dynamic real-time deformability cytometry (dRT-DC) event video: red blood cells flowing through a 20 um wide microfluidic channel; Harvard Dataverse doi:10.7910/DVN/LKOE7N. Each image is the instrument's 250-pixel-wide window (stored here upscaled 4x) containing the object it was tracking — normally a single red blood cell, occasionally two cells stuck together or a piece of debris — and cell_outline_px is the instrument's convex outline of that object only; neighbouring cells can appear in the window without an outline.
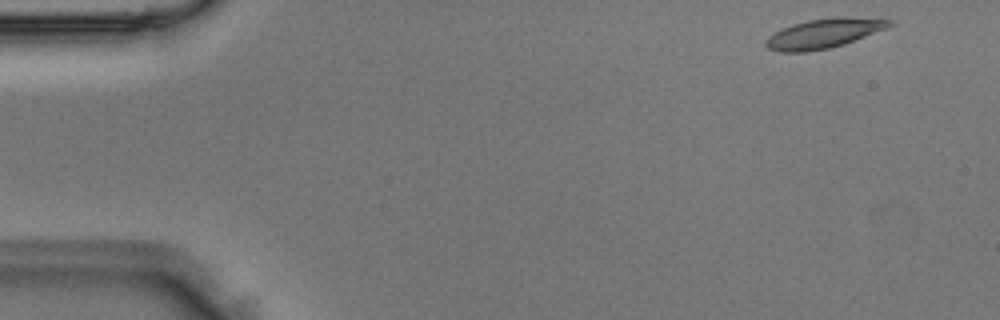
{"species": "Egyptian fruit bat (a non-hibernating species)", "species_latin": "Rousettus aegyptiacus", "temperature_condition": "room temperature", "stored_images_in_passage": 5, "camera_frame_rate_fps": 3000, "um_per_image_px": 0.085, "animal": {"sex": "male"}, "frame": {"image": 1, "passage_image": 1, "time_ms": 0.0, "image_size_px": [1000, 320], "cell_outline_px": [[896, 24], [844, 44], [832, 48], [804, 52], [780, 52], [768, 48], [764, 44], [764, 40], [768, 36], [792, 24], [808, 20], [832, 16], [844, 16], [896, 20]], "centroid_in_image_um": [70.04, 2.83], "position_along_channel_um": 15.0, "area_um2": 21.44}}
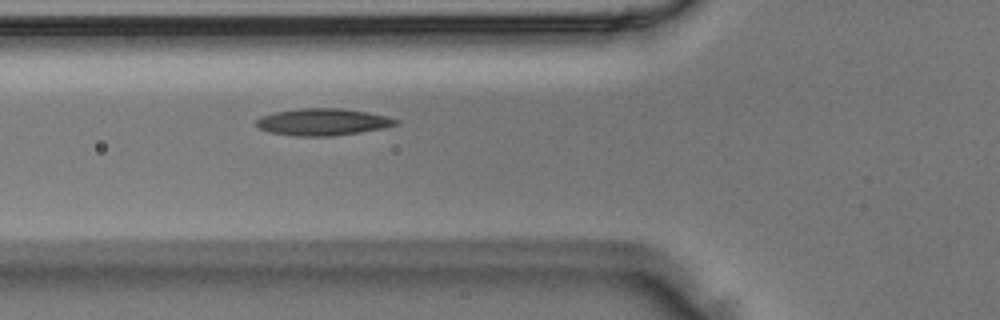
{"frame": {"image": 2, "passage_image": 5, "time_ms": 1.333, "image_size_px": [1000, 320], "cell_outline_px": [[400, 124], [384, 128], [360, 132], [332, 136], [296, 136], [268, 132], [260, 128], [256, 124], [256, 120], [260, 116], [276, 112], [300, 108], [344, 108], [368, 112], [388, 116], [400, 120]], "centroid_in_image_um": [27.48, 10.36], "position_along_channel_um": 98.3, "area_um2": 22.08}}